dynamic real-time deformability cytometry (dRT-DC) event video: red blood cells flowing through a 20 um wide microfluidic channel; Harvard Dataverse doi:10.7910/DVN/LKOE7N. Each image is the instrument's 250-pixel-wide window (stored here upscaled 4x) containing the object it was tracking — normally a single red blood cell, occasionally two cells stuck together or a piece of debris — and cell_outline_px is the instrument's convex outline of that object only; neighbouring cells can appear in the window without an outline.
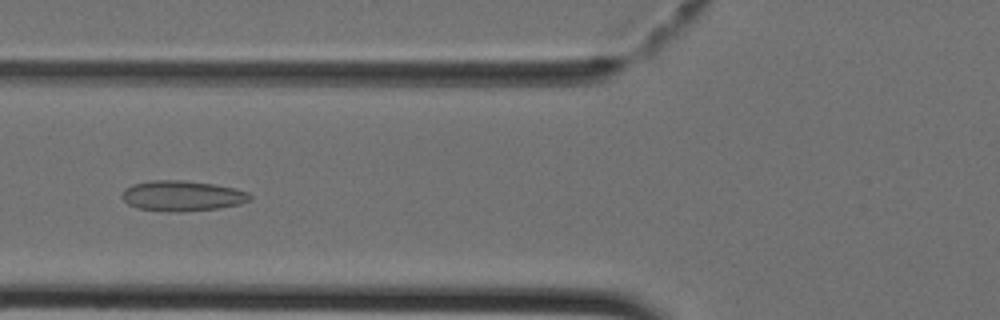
{"species": "Egyptian fruit bat (a non-hibernating species)", "species_latin": "Rousettus aegyptiacus", "temperature_condition": "cold", "stored_images_in_passage": 44, "camera_frame_rate_fps": 3000, "um_per_image_px": 0.085, "animal": {"sex": "female"}, "frame": {"image": 1, "passage_image": 17, "time_ms": 5.333, "image_size_px": [1000, 320], "cell_outline_px": [[252, 200], [240, 204], [220, 208], [176, 212], [160, 212], [136, 208], [128, 204], [120, 196], [124, 188], [132, 184], [148, 180], [180, 180], [212, 184], [232, 188], [248, 192], [252, 196]], "centroid_in_image_um": [15.43, 16.66], "position_along_channel_um": 110.4, "area_um2": 22.95}}
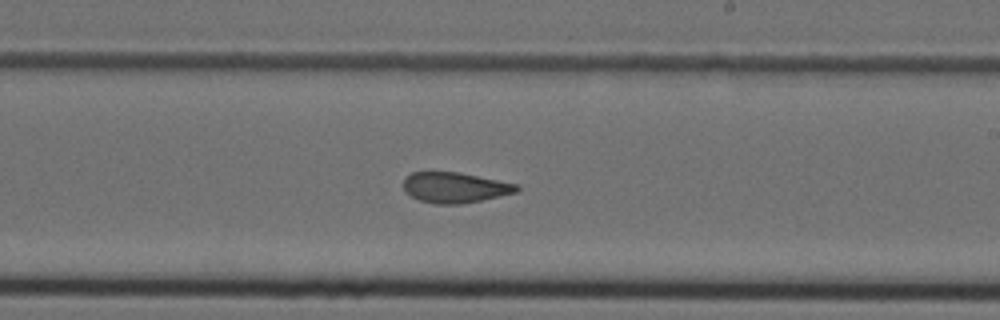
{"frame": {"image": 2, "passage_image": 26, "time_ms": 8.333, "image_size_px": [1000, 320], "cell_outline_px": [[520, 188], [516, 192], [480, 200], [460, 204], [436, 204], [420, 200], [404, 192], [404, 180], [412, 172], [460, 172], [520, 184]], "centroid_in_image_um": [38.69, 15.93], "position_along_channel_um": 250.3, "area_um2": 20.06}}
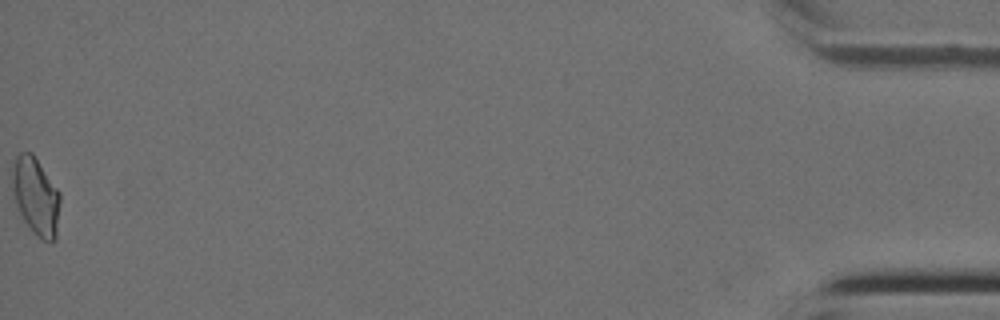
{"frame": {"image": 3, "passage_image": 44, "time_ms": 14.333, "image_size_px": [1000, 320], "cell_outline_px": [[60, 200], [56, 240], [40, 240], [36, 236], [24, 220], [16, 204], [12, 192], [12, 172], [16, 156], [20, 152], [32, 152], [60, 192]], "centroid_in_image_um": [3.05, 16.68], "position_along_channel_um": 432.2, "area_um2": 21.56}}